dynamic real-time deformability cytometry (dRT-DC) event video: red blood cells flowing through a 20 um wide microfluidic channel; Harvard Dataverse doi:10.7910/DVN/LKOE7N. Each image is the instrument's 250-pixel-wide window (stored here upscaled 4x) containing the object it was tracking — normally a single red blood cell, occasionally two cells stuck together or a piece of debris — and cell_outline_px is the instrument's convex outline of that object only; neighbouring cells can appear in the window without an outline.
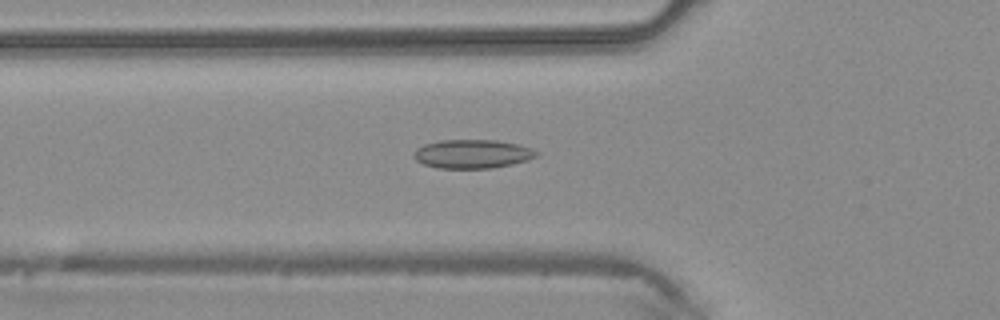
{"species": "common noctule bat (a hibernating species)", "species_latin": "Nyctalus noctula", "temperature_condition": "warm", "stored_images_in_passage": 33, "camera_frame_rate_fps": 3000, "um_per_image_px": 0.085, "animal": {"sex": "male", "body_mass_g": 20.4}, "frame": {"image": 1, "passage_image": 4, "time_ms": 1.0, "image_size_px": [1000, 320], "cell_outline_px": [[540, 152], [536, 156], [528, 160], [512, 164], [492, 168], [436, 168], [424, 164], [416, 160], [412, 156], [412, 152], [416, 148], [424, 144], [440, 140], [496, 140], [520, 144], [532, 148]], "centroid_in_image_um": [40.15, 13.08], "position_along_channel_um": 85.7, "area_um2": 20.81}}
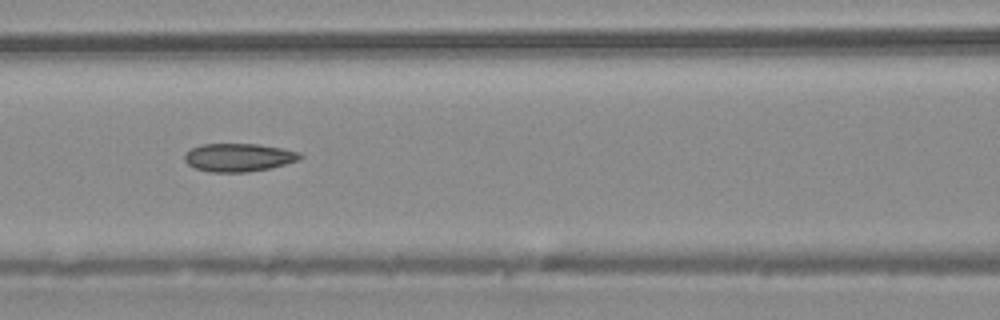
{"frame": {"image": 2, "passage_image": 8, "time_ms": 2.333, "image_size_px": [1000, 320], "cell_outline_px": [[304, 156], [300, 160], [272, 168], [248, 172], [212, 172], [196, 168], [188, 164], [184, 160], [184, 156], [192, 148], [204, 144], [260, 144], [300, 152]], "centroid_in_image_um": [20.34, 13.39], "position_along_channel_um": 146.3, "area_um2": 18.96}}
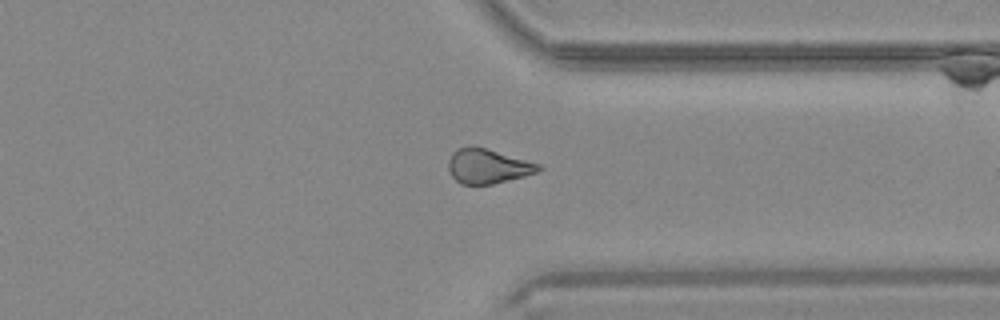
{"frame": {"image": 3, "passage_image": 23, "time_ms": 7.333, "image_size_px": [1000, 320], "cell_outline_px": [[544, 168], [536, 172], [524, 176], [492, 184], [460, 184], [452, 176], [448, 168], [448, 160], [452, 152], [456, 148], [472, 144], [540, 164]], "centroid_in_image_um": [41.42, 14.1], "position_along_channel_um": 370.0, "area_um2": 18.26}}